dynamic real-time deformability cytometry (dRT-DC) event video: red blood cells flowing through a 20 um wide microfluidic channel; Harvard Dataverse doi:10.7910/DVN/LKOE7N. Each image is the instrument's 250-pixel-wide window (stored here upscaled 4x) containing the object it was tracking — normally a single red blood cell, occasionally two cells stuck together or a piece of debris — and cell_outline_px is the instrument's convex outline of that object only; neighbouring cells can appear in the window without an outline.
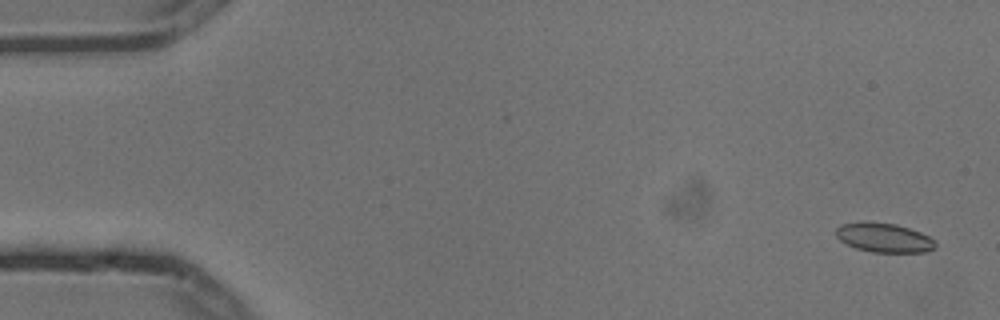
{"species": "common noctule bat (a hibernating species)", "species_latin": "Nyctalus noctula", "temperature_condition": "cold", "stored_images_in_passage": 5, "camera_frame_rate_fps": 3000, "um_per_image_px": 0.085, "animal": {"sex": "male", "body_mass_g": 13.3}, "frame": {"image": 1, "passage_image": 1, "time_ms": 0.0, "image_size_px": [1000, 320], "cell_outline_px": [[936, 248], [928, 252], [872, 252], [856, 248], [840, 240], [836, 236], [836, 228], [840, 224], [860, 220], [864, 220], [896, 224], [920, 232], [936, 240]], "centroid_in_image_um": [75.13, 20.18], "position_along_channel_um": 9.9, "area_um2": 17.28}}
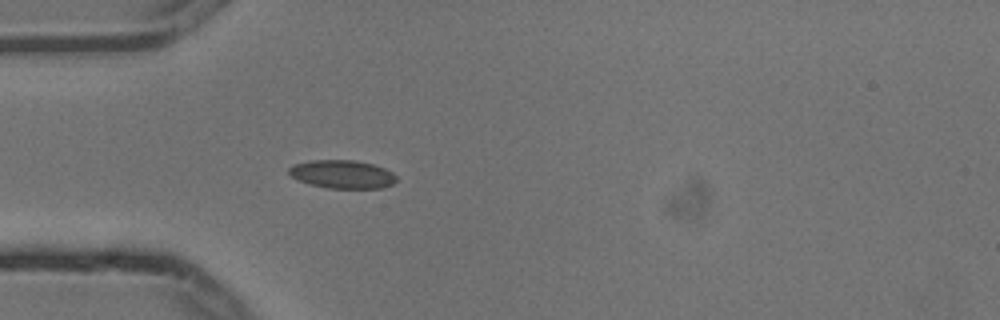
{"frame": {"image": 2, "passage_image": 5, "time_ms": 1.333, "image_size_px": [1000, 320], "cell_outline_px": [[396, 180], [392, 184], [380, 188], [328, 188], [312, 184], [300, 180], [292, 176], [288, 172], [288, 168], [292, 164], [312, 160], [356, 160], [372, 164], [384, 168], [392, 172], [396, 176]], "centroid_in_image_um": [29.09, 14.8], "position_along_channel_um": 55.9, "area_um2": 17.57}}